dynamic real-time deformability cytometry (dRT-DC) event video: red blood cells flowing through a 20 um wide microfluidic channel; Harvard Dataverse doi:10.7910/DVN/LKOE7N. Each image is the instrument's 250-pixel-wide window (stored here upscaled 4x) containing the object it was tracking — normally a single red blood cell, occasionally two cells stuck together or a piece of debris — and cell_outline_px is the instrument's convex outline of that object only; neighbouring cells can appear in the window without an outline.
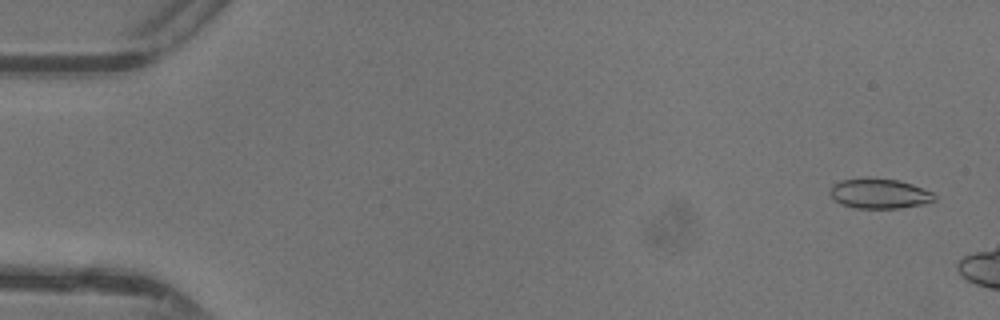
{"species": "common noctule bat (a hibernating species)", "species_latin": "Nyctalus noctula", "temperature_condition": "warm", "stored_images_in_passage": 7, "camera_frame_rate_fps": 3000, "um_per_image_px": 0.085, "animal": {"sex": "female"}, "frame": {"image": 1, "passage_image": 2, "time_ms": 0.333, "image_size_px": [1000, 320], "cell_outline_px": [[936, 200], [924, 204], [900, 208], [856, 208], [840, 204], [828, 192], [832, 184], [840, 180], [900, 180], [912, 184], [932, 192], [936, 196]], "centroid_in_image_um": [74.77, 16.49], "position_along_channel_um": 10.2, "area_um2": 17.8}}